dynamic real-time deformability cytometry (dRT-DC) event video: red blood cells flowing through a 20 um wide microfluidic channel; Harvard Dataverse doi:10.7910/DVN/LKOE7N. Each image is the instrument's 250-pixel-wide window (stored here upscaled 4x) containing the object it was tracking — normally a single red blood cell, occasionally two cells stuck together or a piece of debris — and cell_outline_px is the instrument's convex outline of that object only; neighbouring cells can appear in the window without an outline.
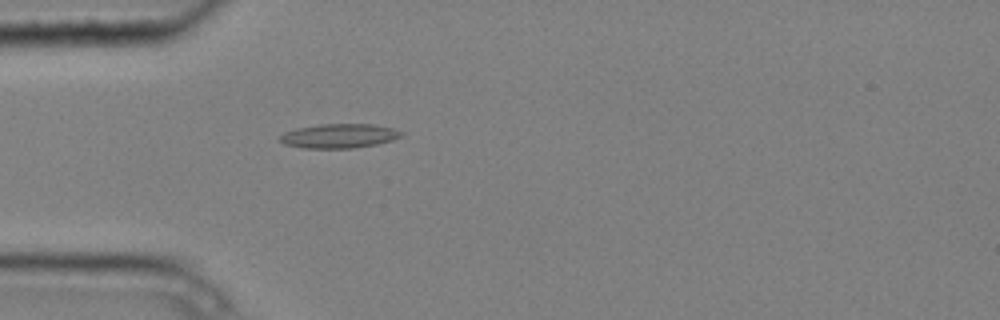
{"species": "common noctule bat (a hibernating species)", "species_latin": "Nyctalus noctula", "temperature_condition": "cold", "stored_images_in_passage": 4, "camera_frame_rate_fps": 3000, "um_per_image_px": 0.085, "animal": {"sex": "male", "body_mass_g": 20.4}, "frame": {"image": 1, "passage_image": 4, "time_ms": 1.0, "image_size_px": [1000, 320], "cell_outline_px": [[404, 136], [392, 140], [376, 144], [352, 148], [300, 148], [284, 144], [280, 140], [280, 136], [284, 132], [296, 128], [320, 124], [372, 124], [392, 128], [404, 132]], "centroid_in_image_um": [28.83, 11.55], "position_along_channel_um": 56.2, "area_um2": 17.22}}